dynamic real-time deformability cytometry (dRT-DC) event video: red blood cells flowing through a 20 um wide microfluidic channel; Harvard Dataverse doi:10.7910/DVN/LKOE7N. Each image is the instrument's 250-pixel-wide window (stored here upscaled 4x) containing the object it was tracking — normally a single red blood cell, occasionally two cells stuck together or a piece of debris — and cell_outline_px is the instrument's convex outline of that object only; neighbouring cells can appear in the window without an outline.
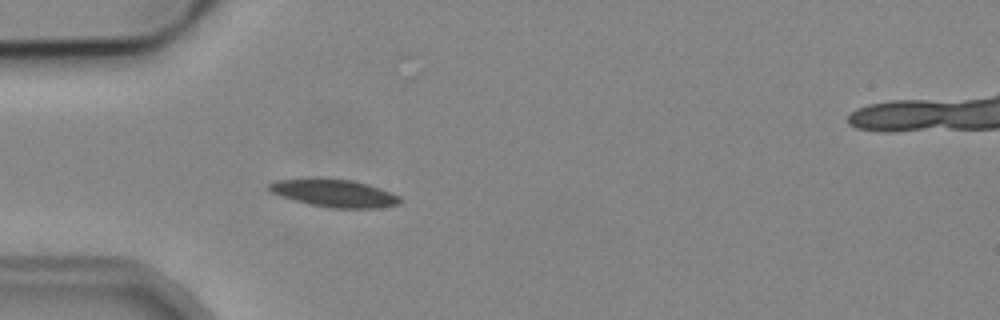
{"species": "common noctule bat (a hibernating species)", "species_latin": "Nyctalus noctula", "temperature_condition": "cold", "stored_images_in_passage": 5, "camera_frame_rate_fps": 3000, "um_per_image_px": 0.085, "animal": {"sex": "male", "body_mass_g": 19.2, "forearm_length_mm": 51.8}, "frame": {"image": 1, "passage_image": 5, "time_ms": 4.667, "image_size_px": [1000, 320], "cell_outline_px": [[400, 204], [380, 208], [328, 208], [308, 204], [280, 196], [272, 192], [268, 188], [268, 184], [276, 180], [352, 180], [368, 184], [380, 188], [400, 196]], "centroid_in_image_um": [28.46, 16.46], "position_along_channel_um": 56.5, "area_um2": 20.58}}